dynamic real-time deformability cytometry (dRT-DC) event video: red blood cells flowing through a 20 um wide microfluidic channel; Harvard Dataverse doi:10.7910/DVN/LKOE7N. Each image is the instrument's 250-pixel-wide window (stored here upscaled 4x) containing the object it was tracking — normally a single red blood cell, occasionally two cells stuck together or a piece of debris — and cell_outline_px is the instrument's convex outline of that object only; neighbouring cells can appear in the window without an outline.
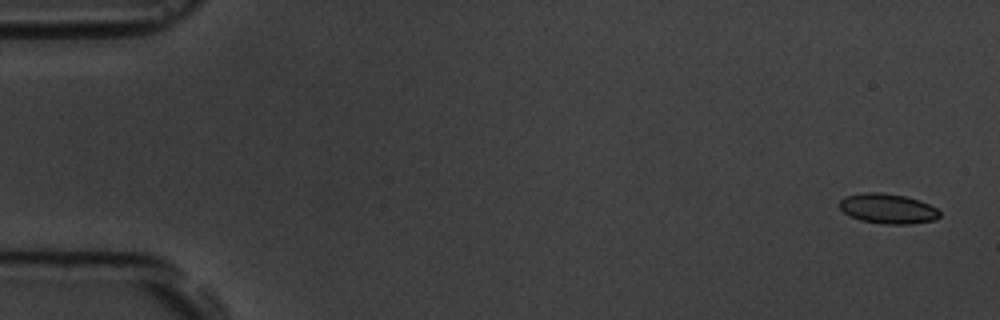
{"species": "common noctule bat (a hibernating species)", "species_latin": "Nyctalus noctula", "temperature_condition": "room temperature", "stored_images_in_passage": 5, "camera_frame_rate_fps": 3000, "um_per_image_px": 0.085, "animal": {"sex": "male", "body_mass_g": 19.5, "forearm_length_mm": 54.6}, "frame": {"image": 1, "passage_image": 1, "time_ms": 0.0, "image_size_px": [1000, 320], "cell_outline_px": [[940, 216], [936, 220], [912, 224], [884, 224], [860, 220], [844, 212], [840, 208], [840, 200], [844, 196], [864, 192], [880, 192], [904, 196], [920, 200], [936, 208], [940, 212]], "centroid_in_image_um": [75.48, 17.73], "position_along_channel_um": 9.5, "area_um2": 17.51}}
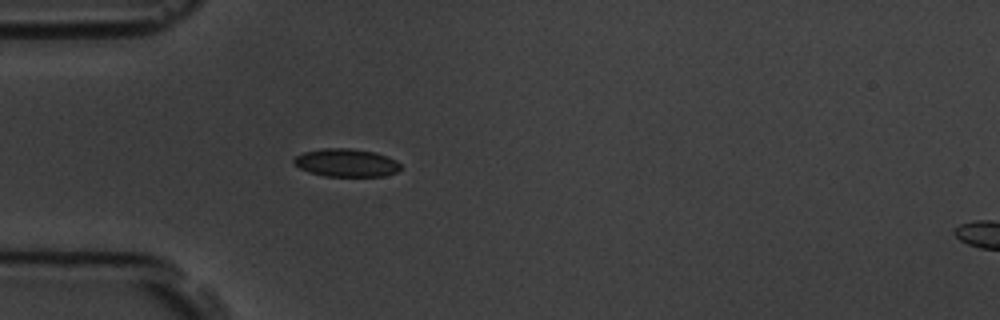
{"frame": {"image": 2, "passage_image": 5, "time_ms": 4.667, "image_size_px": [1000, 320], "cell_outline_px": [[400, 168], [396, 172], [384, 176], [324, 176], [308, 172], [300, 168], [292, 160], [296, 156], [304, 152], [324, 148], [348, 148], [376, 152], [396, 160], [400, 164]], "centroid_in_image_um": [29.43, 13.83], "position_along_channel_um": 55.6, "area_um2": 17.34}}